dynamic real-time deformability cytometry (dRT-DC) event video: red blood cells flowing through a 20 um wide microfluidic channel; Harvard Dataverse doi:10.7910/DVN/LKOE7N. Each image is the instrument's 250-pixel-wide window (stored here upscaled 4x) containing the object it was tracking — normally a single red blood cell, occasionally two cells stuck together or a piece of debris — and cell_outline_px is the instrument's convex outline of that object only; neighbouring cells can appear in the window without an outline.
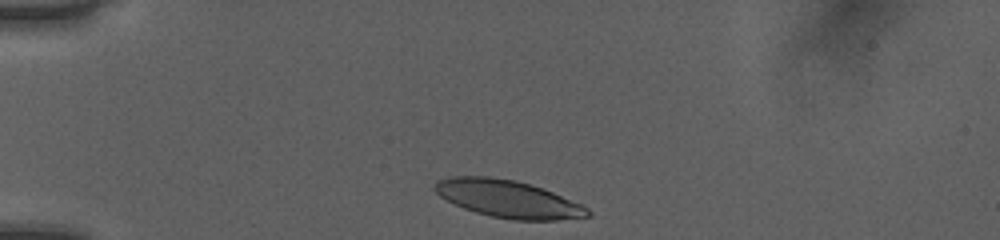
{"species": "human", "species_latin": "Homo sapiens", "temperature_condition": "room temperature", "stored_images_in_passage": 32, "camera_frame_rate_fps": 3000, "um_per_image_px": 0.085, "donor": {"sex": "female"}, "frame": {"image": 1, "passage_image": 1, "time_ms": 0.0, "image_size_px": [1000, 240], "cell_outline_px": [[592, 216], [556, 220], [512, 220], [492, 216], [476, 212], [464, 208], [440, 196], [432, 188], [436, 180], [452, 176], [488, 176], [516, 180], [552, 192], [580, 204], [588, 208], [592, 212]], "centroid_in_image_um": [43.17, 16.9], "position_along_channel_um": 41.8, "area_um2": 33.12}}
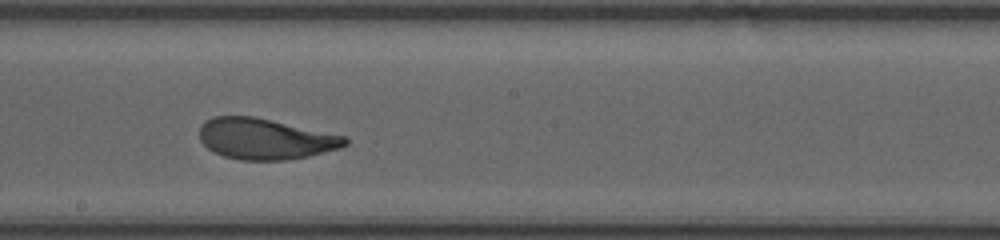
{"frame": {"image": 2, "passage_image": 18, "time_ms": 5.667, "image_size_px": [1000, 240], "cell_outline_px": [[348, 144], [340, 148], [308, 156], [284, 160], [240, 160], [224, 156], [208, 148], [200, 140], [200, 124], [204, 120], [212, 116], [252, 116], [344, 136], [348, 140]], "centroid_in_image_um": [22.5, 11.8], "position_along_channel_um": 225.7, "area_um2": 34.39}}
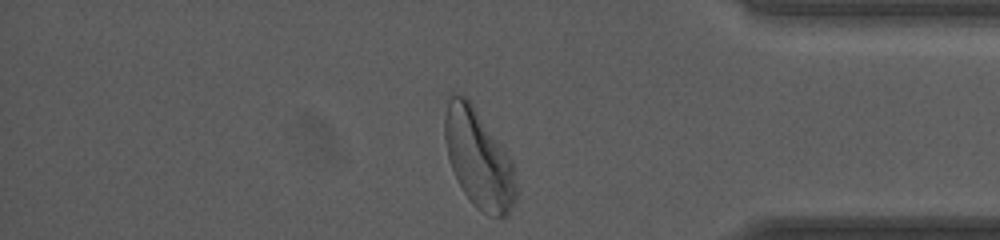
{"frame": {"image": 3, "passage_image": 32, "time_ms": 10.333, "image_size_px": [1000, 240], "cell_outline_px": [[516, 196], [508, 216], [488, 216], [480, 212], [472, 204], [464, 192], [452, 168], [448, 156], [444, 136], [444, 116], [448, 100], [452, 92], [460, 92], [472, 104], [504, 148], [512, 160], [516, 184]], "centroid_in_image_um": [40.67, 13.49], "position_along_channel_um": 394.5, "area_um2": 40.75}, "authors_computed_cell_mechanics": {"area_um2": 35.1135, "velocity_mm_per_s": 4.0016, "shape_relaxation_time_tau1_ms": 3.0126, "shape_relaxation_time_tau2_ms": 1.0104, "deformation_change_tau1": 0.1617, "deformation_change_tau2": 0.0799}}